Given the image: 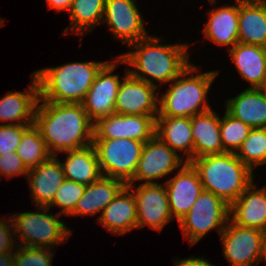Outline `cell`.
<instances>
[{
    "instance_id": "cell-1",
    "label": "cell",
    "mask_w": 266,
    "mask_h": 266,
    "mask_svg": "<svg viewBox=\"0 0 266 266\" xmlns=\"http://www.w3.org/2000/svg\"><path fill=\"white\" fill-rule=\"evenodd\" d=\"M34 125L52 156L87 147L93 141L94 123L81 103L38 102Z\"/></svg>"
},
{
    "instance_id": "cell-2",
    "label": "cell",
    "mask_w": 266,
    "mask_h": 266,
    "mask_svg": "<svg viewBox=\"0 0 266 266\" xmlns=\"http://www.w3.org/2000/svg\"><path fill=\"white\" fill-rule=\"evenodd\" d=\"M161 41L159 37L149 35L128 45L136 50L119 56L122 63L134 67L128 69L131 76L156 87L159 85L155 80L164 84L171 82L191 63L188 61V44L161 45Z\"/></svg>"
},
{
    "instance_id": "cell-3",
    "label": "cell",
    "mask_w": 266,
    "mask_h": 266,
    "mask_svg": "<svg viewBox=\"0 0 266 266\" xmlns=\"http://www.w3.org/2000/svg\"><path fill=\"white\" fill-rule=\"evenodd\" d=\"M106 63L69 62L33 72L39 84V102L82 103Z\"/></svg>"
},
{
    "instance_id": "cell-4",
    "label": "cell",
    "mask_w": 266,
    "mask_h": 266,
    "mask_svg": "<svg viewBox=\"0 0 266 266\" xmlns=\"http://www.w3.org/2000/svg\"><path fill=\"white\" fill-rule=\"evenodd\" d=\"M197 171L202 188L231 205L254 181L253 172L236 153L197 157L189 162Z\"/></svg>"
},
{
    "instance_id": "cell-5",
    "label": "cell",
    "mask_w": 266,
    "mask_h": 266,
    "mask_svg": "<svg viewBox=\"0 0 266 266\" xmlns=\"http://www.w3.org/2000/svg\"><path fill=\"white\" fill-rule=\"evenodd\" d=\"M196 71L197 66L190 63L176 79L171 81L167 92L159 97L157 117L191 118L212 109L206 98L218 71L192 76Z\"/></svg>"
},
{
    "instance_id": "cell-6",
    "label": "cell",
    "mask_w": 266,
    "mask_h": 266,
    "mask_svg": "<svg viewBox=\"0 0 266 266\" xmlns=\"http://www.w3.org/2000/svg\"><path fill=\"white\" fill-rule=\"evenodd\" d=\"M38 209L39 211L37 212H24L10 216L13 221L15 237L20 240L18 242L20 244L17 246L52 249L55 248L54 245L63 244L64 241H67L68 236L72 234V230H69L58 219L60 215L58 213L49 215L47 213L50 209L49 207L40 206L39 208L38 206Z\"/></svg>"
},
{
    "instance_id": "cell-7",
    "label": "cell",
    "mask_w": 266,
    "mask_h": 266,
    "mask_svg": "<svg viewBox=\"0 0 266 266\" xmlns=\"http://www.w3.org/2000/svg\"><path fill=\"white\" fill-rule=\"evenodd\" d=\"M230 205L215 194L203 190L189 212L178 222L184 238L193 246L209 231L216 229L219 234L230 219Z\"/></svg>"
},
{
    "instance_id": "cell-8",
    "label": "cell",
    "mask_w": 266,
    "mask_h": 266,
    "mask_svg": "<svg viewBox=\"0 0 266 266\" xmlns=\"http://www.w3.org/2000/svg\"><path fill=\"white\" fill-rule=\"evenodd\" d=\"M100 170L103 176L123 181L132 180L144 142L119 139H93Z\"/></svg>"
},
{
    "instance_id": "cell-9",
    "label": "cell",
    "mask_w": 266,
    "mask_h": 266,
    "mask_svg": "<svg viewBox=\"0 0 266 266\" xmlns=\"http://www.w3.org/2000/svg\"><path fill=\"white\" fill-rule=\"evenodd\" d=\"M185 163L178 153L155 135L144 143L136 171L127 186L135 190L134 183L139 180H145L143 184H157L153 180L163 178Z\"/></svg>"
},
{
    "instance_id": "cell-10",
    "label": "cell",
    "mask_w": 266,
    "mask_h": 266,
    "mask_svg": "<svg viewBox=\"0 0 266 266\" xmlns=\"http://www.w3.org/2000/svg\"><path fill=\"white\" fill-rule=\"evenodd\" d=\"M263 231L242 227L230 219L220 234L223 254L231 266H258L261 259Z\"/></svg>"
},
{
    "instance_id": "cell-11",
    "label": "cell",
    "mask_w": 266,
    "mask_h": 266,
    "mask_svg": "<svg viewBox=\"0 0 266 266\" xmlns=\"http://www.w3.org/2000/svg\"><path fill=\"white\" fill-rule=\"evenodd\" d=\"M120 63H122V59L117 57L100 69L81 103L93 123L115 113L116 97L122 81L118 74L112 73Z\"/></svg>"
},
{
    "instance_id": "cell-12",
    "label": "cell",
    "mask_w": 266,
    "mask_h": 266,
    "mask_svg": "<svg viewBox=\"0 0 266 266\" xmlns=\"http://www.w3.org/2000/svg\"><path fill=\"white\" fill-rule=\"evenodd\" d=\"M158 115L111 114L94 123L93 139H133L147 142L155 136Z\"/></svg>"
},
{
    "instance_id": "cell-13",
    "label": "cell",
    "mask_w": 266,
    "mask_h": 266,
    "mask_svg": "<svg viewBox=\"0 0 266 266\" xmlns=\"http://www.w3.org/2000/svg\"><path fill=\"white\" fill-rule=\"evenodd\" d=\"M105 23L127 47L149 36L135 0H105L102 24Z\"/></svg>"
},
{
    "instance_id": "cell-14",
    "label": "cell",
    "mask_w": 266,
    "mask_h": 266,
    "mask_svg": "<svg viewBox=\"0 0 266 266\" xmlns=\"http://www.w3.org/2000/svg\"><path fill=\"white\" fill-rule=\"evenodd\" d=\"M133 194L136 200L137 228L148 225L161 232L165 224L173 220L164 185L141 183Z\"/></svg>"
},
{
    "instance_id": "cell-15",
    "label": "cell",
    "mask_w": 266,
    "mask_h": 266,
    "mask_svg": "<svg viewBox=\"0 0 266 266\" xmlns=\"http://www.w3.org/2000/svg\"><path fill=\"white\" fill-rule=\"evenodd\" d=\"M123 81L120 83L115 113L125 115H158L156 90L159 87L131 76L126 68Z\"/></svg>"
},
{
    "instance_id": "cell-16",
    "label": "cell",
    "mask_w": 266,
    "mask_h": 266,
    "mask_svg": "<svg viewBox=\"0 0 266 266\" xmlns=\"http://www.w3.org/2000/svg\"><path fill=\"white\" fill-rule=\"evenodd\" d=\"M179 169L174 177L164 183L172 218L178 222L189 212L203 191L199 175L189 162Z\"/></svg>"
},
{
    "instance_id": "cell-17",
    "label": "cell",
    "mask_w": 266,
    "mask_h": 266,
    "mask_svg": "<svg viewBox=\"0 0 266 266\" xmlns=\"http://www.w3.org/2000/svg\"><path fill=\"white\" fill-rule=\"evenodd\" d=\"M26 179L35 206L48 207L64 182L65 175L60 160L57 156H51L37 167L29 169Z\"/></svg>"
},
{
    "instance_id": "cell-18",
    "label": "cell",
    "mask_w": 266,
    "mask_h": 266,
    "mask_svg": "<svg viewBox=\"0 0 266 266\" xmlns=\"http://www.w3.org/2000/svg\"><path fill=\"white\" fill-rule=\"evenodd\" d=\"M230 220L242 227L266 229V186L252 182L230 205Z\"/></svg>"
},
{
    "instance_id": "cell-19",
    "label": "cell",
    "mask_w": 266,
    "mask_h": 266,
    "mask_svg": "<svg viewBox=\"0 0 266 266\" xmlns=\"http://www.w3.org/2000/svg\"><path fill=\"white\" fill-rule=\"evenodd\" d=\"M25 92L10 91L0 99V122H9L13 125L34 124L35 112L40 99L39 84L32 74V83ZM16 122V123H15Z\"/></svg>"
},
{
    "instance_id": "cell-20",
    "label": "cell",
    "mask_w": 266,
    "mask_h": 266,
    "mask_svg": "<svg viewBox=\"0 0 266 266\" xmlns=\"http://www.w3.org/2000/svg\"><path fill=\"white\" fill-rule=\"evenodd\" d=\"M131 190L126 185L98 217L100 225L115 235L137 228L136 200Z\"/></svg>"
},
{
    "instance_id": "cell-21",
    "label": "cell",
    "mask_w": 266,
    "mask_h": 266,
    "mask_svg": "<svg viewBox=\"0 0 266 266\" xmlns=\"http://www.w3.org/2000/svg\"><path fill=\"white\" fill-rule=\"evenodd\" d=\"M193 159L206 155L223 154L220 117L210 109L191 117Z\"/></svg>"
},
{
    "instance_id": "cell-22",
    "label": "cell",
    "mask_w": 266,
    "mask_h": 266,
    "mask_svg": "<svg viewBox=\"0 0 266 266\" xmlns=\"http://www.w3.org/2000/svg\"><path fill=\"white\" fill-rule=\"evenodd\" d=\"M238 42L266 47V0H239Z\"/></svg>"
},
{
    "instance_id": "cell-23",
    "label": "cell",
    "mask_w": 266,
    "mask_h": 266,
    "mask_svg": "<svg viewBox=\"0 0 266 266\" xmlns=\"http://www.w3.org/2000/svg\"><path fill=\"white\" fill-rule=\"evenodd\" d=\"M207 13L209 18L203 29L204 36L217 45L228 46L229 51L238 43L239 0L236 5L212 8Z\"/></svg>"
},
{
    "instance_id": "cell-24",
    "label": "cell",
    "mask_w": 266,
    "mask_h": 266,
    "mask_svg": "<svg viewBox=\"0 0 266 266\" xmlns=\"http://www.w3.org/2000/svg\"><path fill=\"white\" fill-rule=\"evenodd\" d=\"M225 111L251 128H266V93L248 87L226 101Z\"/></svg>"
},
{
    "instance_id": "cell-25",
    "label": "cell",
    "mask_w": 266,
    "mask_h": 266,
    "mask_svg": "<svg viewBox=\"0 0 266 266\" xmlns=\"http://www.w3.org/2000/svg\"><path fill=\"white\" fill-rule=\"evenodd\" d=\"M125 186L119 179L102 176L86 186L71 216L95 215L103 211Z\"/></svg>"
},
{
    "instance_id": "cell-26",
    "label": "cell",
    "mask_w": 266,
    "mask_h": 266,
    "mask_svg": "<svg viewBox=\"0 0 266 266\" xmlns=\"http://www.w3.org/2000/svg\"><path fill=\"white\" fill-rule=\"evenodd\" d=\"M155 135L176 153L185 152L186 162L193 159L191 118L156 117Z\"/></svg>"
},
{
    "instance_id": "cell-27",
    "label": "cell",
    "mask_w": 266,
    "mask_h": 266,
    "mask_svg": "<svg viewBox=\"0 0 266 266\" xmlns=\"http://www.w3.org/2000/svg\"><path fill=\"white\" fill-rule=\"evenodd\" d=\"M65 153L68 155L64 162H61L65 179L87 186L103 176L92 144Z\"/></svg>"
},
{
    "instance_id": "cell-28",
    "label": "cell",
    "mask_w": 266,
    "mask_h": 266,
    "mask_svg": "<svg viewBox=\"0 0 266 266\" xmlns=\"http://www.w3.org/2000/svg\"><path fill=\"white\" fill-rule=\"evenodd\" d=\"M228 52L240 76L250 83V88H258L266 67V47L238 42Z\"/></svg>"
},
{
    "instance_id": "cell-29",
    "label": "cell",
    "mask_w": 266,
    "mask_h": 266,
    "mask_svg": "<svg viewBox=\"0 0 266 266\" xmlns=\"http://www.w3.org/2000/svg\"><path fill=\"white\" fill-rule=\"evenodd\" d=\"M105 0H73L69 12L70 24L64 30L77 32L82 36L90 32L95 26L101 25L104 16ZM68 29H70L68 31ZM85 33V34H84Z\"/></svg>"
},
{
    "instance_id": "cell-30",
    "label": "cell",
    "mask_w": 266,
    "mask_h": 266,
    "mask_svg": "<svg viewBox=\"0 0 266 266\" xmlns=\"http://www.w3.org/2000/svg\"><path fill=\"white\" fill-rule=\"evenodd\" d=\"M16 153L28 169L37 167L52 156L38 128L34 124L28 125L23 130V137Z\"/></svg>"
},
{
    "instance_id": "cell-31",
    "label": "cell",
    "mask_w": 266,
    "mask_h": 266,
    "mask_svg": "<svg viewBox=\"0 0 266 266\" xmlns=\"http://www.w3.org/2000/svg\"><path fill=\"white\" fill-rule=\"evenodd\" d=\"M236 155L252 172L254 166L265 164L266 128H251Z\"/></svg>"
},
{
    "instance_id": "cell-32",
    "label": "cell",
    "mask_w": 266,
    "mask_h": 266,
    "mask_svg": "<svg viewBox=\"0 0 266 266\" xmlns=\"http://www.w3.org/2000/svg\"><path fill=\"white\" fill-rule=\"evenodd\" d=\"M251 127L227 112L220 118V135L224 152L237 153Z\"/></svg>"
},
{
    "instance_id": "cell-33",
    "label": "cell",
    "mask_w": 266,
    "mask_h": 266,
    "mask_svg": "<svg viewBox=\"0 0 266 266\" xmlns=\"http://www.w3.org/2000/svg\"><path fill=\"white\" fill-rule=\"evenodd\" d=\"M86 185L65 179L58 188L52 203L48 206H57L61 208L59 215H71L85 191Z\"/></svg>"
},
{
    "instance_id": "cell-34",
    "label": "cell",
    "mask_w": 266,
    "mask_h": 266,
    "mask_svg": "<svg viewBox=\"0 0 266 266\" xmlns=\"http://www.w3.org/2000/svg\"><path fill=\"white\" fill-rule=\"evenodd\" d=\"M51 250L49 248L19 245L14 252V266H51L54 256Z\"/></svg>"
},
{
    "instance_id": "cell-35",
    "label": "cell",
    "mask_w": 266,
    "mask_h": 266,
    "mask_svg": "<svg viewBox=\"0 0 266 266\" xmlns=\"http://www.w3.org/2000/svg\"><path fill=\"white\" fill-rule=\"evenodd\" d=\"M28 125L0 124V155L16 151Z\"/></svg>"
},
{
    "instance_id": "cell-36",
    "label": "cell",
    "mask_w": 266,
    "mask_h": 266,
    "mask_svg": "<svg viewBox=\"0 0 266 266\" xmlns=\"http://www.w3.org/2000/svg\"><path fill=\"white\" fill-rule=\"evenodd\" d=\"M28 171L29 169L25 166L16 151L0 155V177L3 174L8 178L15 177V175H23L26 178Z\"/></svg>"
},
{
    "instance_id": "cell-37",
    "label": "cell",
    "mask_w": 266,
    "mask_h": 266,
    "mask_svg": "<svg viewBox=\"0 0 266 266\" xmlns=\"http://www.w3.org/2000/svg\"><path fill=\"white\" fill-rule=\"evenodd\" d=\"M14 234L15 232L12 218L10 217L9 220H0V253L15 252L14 247L16 246V243L14 241L17 238L14 236Z\"/></svg>"
},
{
    "instance_id": "cell-38",
    "label": "cell",
    "mask_w": 266,
    "mask_h": 266,
    "mask_svg": "<svg viewBox=\"0 0 266 266\" xmlns=\"http://www.w3.org/2000/svg\"><path fill=\"white\" fill-rule=\"evenodd\" d=\"M175 261V266H214L204 258H194L193 256L188 257L187 259H175Z\"/></svg>"
},
{
    "instance_id": "cell-39",
    "label": "cell",
    "mask_w": 266,
    "mask_h": 266,
    "mask_svg": "<svg viewBox=\"0 0 266 266\" xmlns=\"http://www.w3.org/2000/svg\"><path fill=\"white\" fill-rule=\"evenodd\" d=\"M49 9H55L56 11H69L73 0H46Z\"/></svg>"
},
{
    "instance_id": "cell-40",
    "label": "cell",
    "mask_w": 266,
    "mask_h": 266,
    "mask_svg": "<svg viewBox=\"0 0 266 266\" xmlns=\"http://www.w3.org/2000/svg\"><path fill=\"white\" fill-rule=\"evenodd\" d=\"M0 266H14V252L0 253Z\"/></svg>"
},
{
    "instance_id": "cell-41",
    "label": "cell",
    "mask_w": 266,
    "mask_h": 266,
    "mask_svg": "<svg viewBox=\"0 0 266 266\" xmlns=\"http://www.w3.org/2000/svg\"><path fill=\"white\" fill-rule=\"evenodd\" d=\"M261 261L266 262V229L263 231L262 235V247H261Z\"/></svg>"
},
{
    "instance_id": "cell-42",
    "label": "cell",
    "mask_w": 266,
    "mask_h": 266,
    "mask_svg": "<svg viewBox=\"0 0 266 266\" xmlns=\"http://www.w3.org/2000/svg\"><path fill=\"white\" fill-rule=\"evenodd\" d=\"M258 89L264 93H266V67H265V72H264V77L262 80V83L260 84V86L258 87Z\"/></svg>"
},
{
    "instance_id": "cell-43",
    "label": "cell",
    "mask_w": 266,
    "mask_h": 266,
    "mask_svg": "<svg viewBox=\"0 0 266 266\" xmlns=\"http://www.w3.org/2000/svg\"><path fill=\"white\" fill-rule=\"evenodd\" d=\"M209 2H210L211 4H215V3H216V0H209Z\"/></svg>"
},
{
    "instance_id": "cell-44",
    "label": "cell",
    "mask_w": 266,
    "mask_h": 266,
    "mask_svg": "<svg viewBox=\"0 0 266 266\" xmlns=\"http://www.w3.org/2000/svg\"><path fill=\"white\" fill-rule=\"evenodd\" d=\"M3 20L0 18V27L3 26Z\"/></svg>"
}]
</instances>
